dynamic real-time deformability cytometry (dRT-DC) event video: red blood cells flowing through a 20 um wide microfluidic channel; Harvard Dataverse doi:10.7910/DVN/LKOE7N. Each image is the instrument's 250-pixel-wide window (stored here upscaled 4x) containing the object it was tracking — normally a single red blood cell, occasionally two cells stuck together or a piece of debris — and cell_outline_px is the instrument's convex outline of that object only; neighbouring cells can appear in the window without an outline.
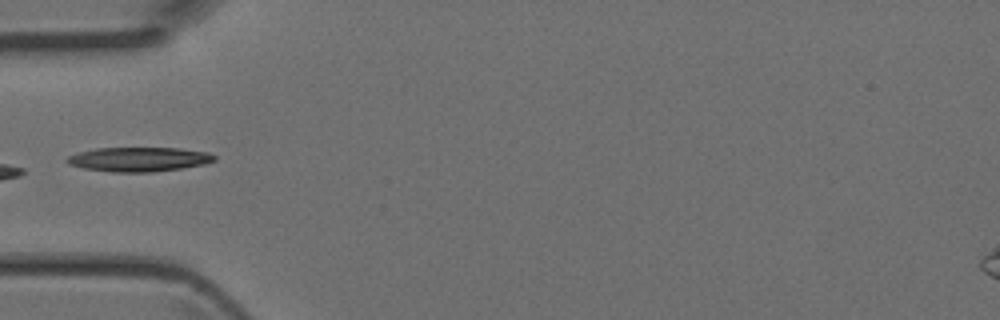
{"species": "Egyptian fruit bat (a non-hibernating species)", "species_latin": "Rousettus aegyptiacus", "temperature_condition": "room temperature", "stored_images_in_passage": 5, "camera_frame_rate_fps": 3000, "um_per_image_px": 0.085, "animal": {"sex": "female"}, "frame": {"image": 1, "passage_image": 5, "time_ms": 1.333, "image_size_px": [1000, 320], "cell_outline_px": [[216, 160], [204, 164], [180, 168], [152, 172], [112, 172], [84, 168], [68, 164], [64, 160], [68, 156], [76, 152], [96, 148], [180, 148], [208, 152], [216, 156]], "centroid_in_image_um": [11.78, 13.53], "position_along_channel_um": 73.2, "area_um2": 20.98}}